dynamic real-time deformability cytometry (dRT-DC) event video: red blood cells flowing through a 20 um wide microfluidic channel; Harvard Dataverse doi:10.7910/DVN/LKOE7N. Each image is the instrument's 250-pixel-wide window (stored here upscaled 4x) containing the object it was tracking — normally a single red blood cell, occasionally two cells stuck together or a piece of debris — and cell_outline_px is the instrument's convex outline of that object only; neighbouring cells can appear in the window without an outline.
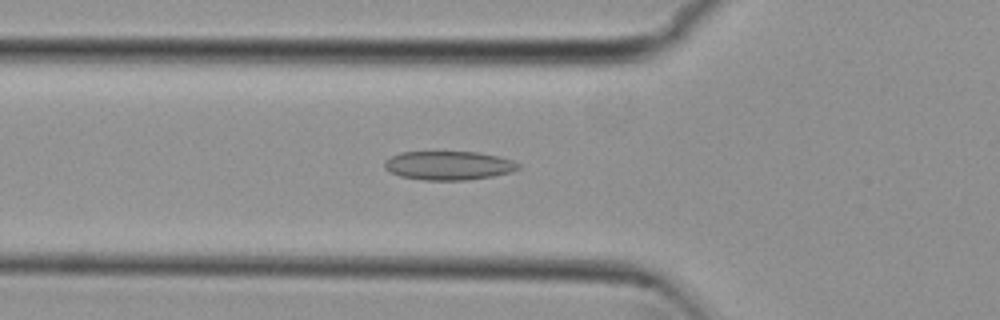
{"species": "common noctule bat (a hibernating species)", "species_latin": "Nyctalus noctula", "temperature_condition": "cold", "stored_images_in_passage": 40, "camera_frame_rate_fps": 3000, "um_per_image_px": 0.085, "animal": {"sex": "female", "body_mass_g": 29.2, "forearm_length_mm": 56.3}, "frame": {"image": 1, "passage_image": 7, "time_ms": 2.0, "image_size_px": [1000, 320], "cell_outline_px": [[520, 168], [512, 172], [492, 176], [464, 180], [424, 180], [400, 176], [384, 168], [384, 160], [400, 152], [476, 152], [496, 156], [512, 160], [520, 164]], "centroid_in_image_um": [38.13, 14.07], "position_along_channel_um": 87.7, "area_um2": 22.37}}
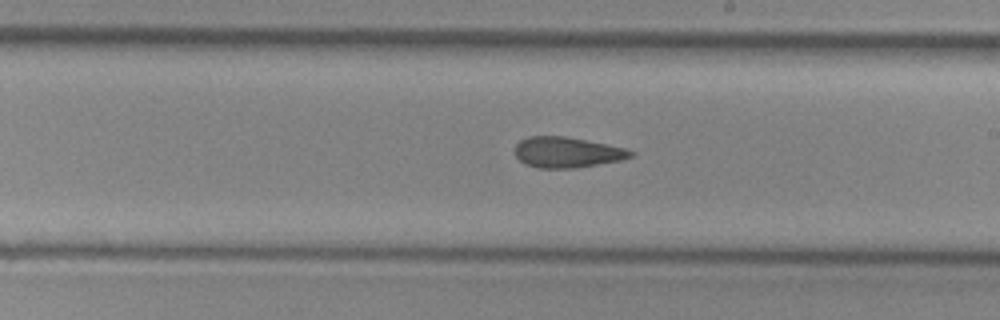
{"frame": {"image": 2, "passage_image": 19, "time_ms": 6.0, "image_size_px": [1000, 320], "cell_outline_px": [[636, 152], [632, 156], [620, 160], [576, 168], [536, 168], [524, 164], [516, 156], [516, 144], [520, 140], [528, 136], [564, 136], [624, 148]], "centroid_in_image_um": [48.16, 12.95], "position_along_channel_um": 240.8, "area_um2": 20.46}}
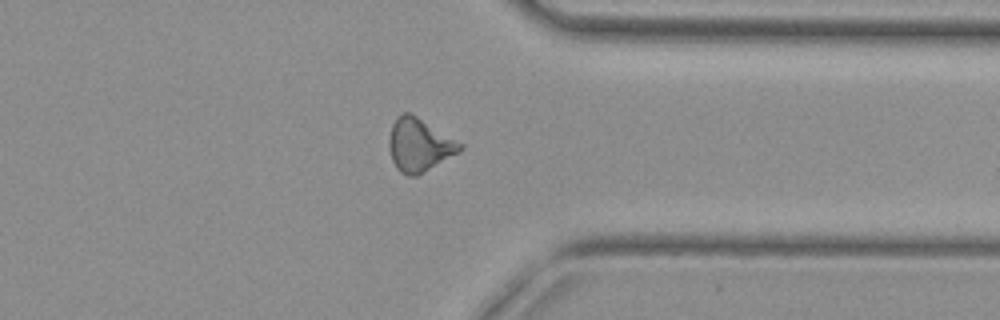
{"frame": {"image": 3, "passage_image": 30, "time_ms": 9.667, "image_size_px": [1000, 320], "cell_outline_px": [[464, 148], [460, 152], [416, 176], [408, 176], [400, 172], [396, 168], [392, 160], [388, 148], [388, 136], [392, 124], [396, 116], [404, 112], [408, 112], [416, 116], [464, 144]], "centroid_in_image_um": [35.62, 12.32], "position_along_channel_um": 375.8, "area_um2": 22.08}, "authors_computed_cell_mechanics": {"area_um2": 21.1548, "velocity_mm_per_s": 3.8171, "shape_relaxation_time_tau1_ms": null, "shape_relaxation_time_tau2_ms": 3.8718, "deformation_change_tau1": null, "deformation_change_tau2": 0.1234}}